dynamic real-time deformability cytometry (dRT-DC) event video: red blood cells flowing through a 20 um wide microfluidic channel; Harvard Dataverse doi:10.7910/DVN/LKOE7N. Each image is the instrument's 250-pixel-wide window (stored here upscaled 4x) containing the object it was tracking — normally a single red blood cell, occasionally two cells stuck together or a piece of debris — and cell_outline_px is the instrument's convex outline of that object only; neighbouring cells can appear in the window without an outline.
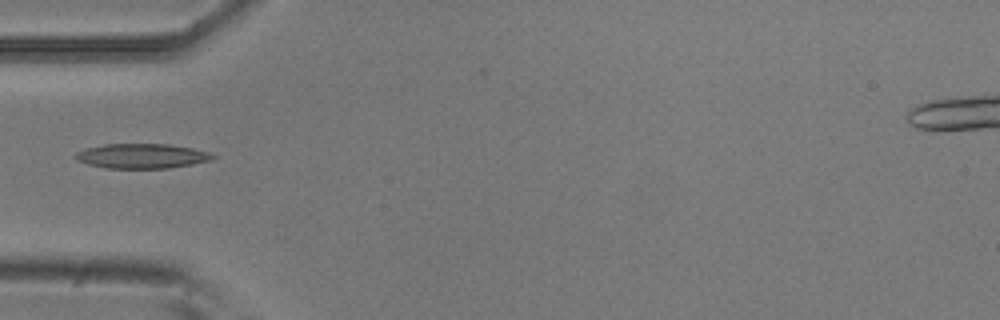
{"species": "common noctule bat (a hibernating species)", "species_latin": "Nyctalus noctula", "temperature_condition": "room temperature", "stored_images_in_passage": 2, "camera_frame_rate_fps": 3000, "um_per_image_px": 0.085, "animal": {"sex": "male", "body_mass_g": 20.5, "forearm_length_mm": 52.5}, "frame": {"image": 1, "passage_image": 2, "time_ms": 0.333, "image_size_px": [1000, 320], "cell_outline_px": [[216, 156], [212, 160], [192, 164], [168, 168], [104, 168], [88, 164], [76, 160], [72, 156], [76, 152], [84, 148], [104, 144], [168, 144], [192, 148], [208, 152]], "centroid_in_image_um": [12.0, 13.26], "position_along_channel_um": 73.0, "area_um2": 19.88}}